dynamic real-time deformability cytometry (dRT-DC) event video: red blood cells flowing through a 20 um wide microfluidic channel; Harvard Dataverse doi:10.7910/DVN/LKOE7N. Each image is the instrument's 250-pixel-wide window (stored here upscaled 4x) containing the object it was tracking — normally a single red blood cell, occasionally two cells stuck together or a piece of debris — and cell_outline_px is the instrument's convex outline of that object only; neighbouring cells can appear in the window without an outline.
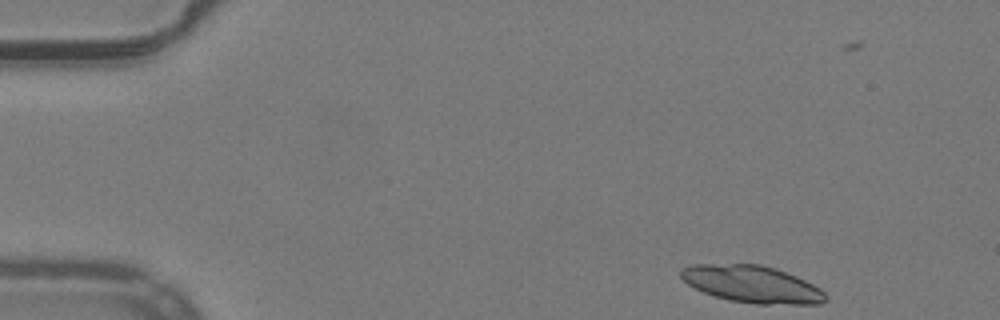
{"species": "common noctule bat (a hibernating species)", "species_latin": "Nyctalus noctula", "temperature_condition": "warm", "stored_images_in_passage": 20, "camera_frame_rate_fps": 3000, "um_per_image_px": 0.085, "animal": {"sex": "male", "body_mass_g": 19.2, "forearm_length_mm": 51.8}, "frame": {"image": 1, "passage_image": 2, "time_ms": 0.333, "image_size_px": [1000, 320], "cell_outline_px": [[828, 300], [820, 304], [756, 304], [732, 300], [716, 296], [704, 292], [688, 284], [680, 276], [680, 268], [692, 264], [760, 264], [776, 268], [796, 276], [820, 288], [828, 296]], "centroid_in_image_um": [63.94, 24.15], "position_along_channel_um": 21.1, "area_um2": 31.21}}